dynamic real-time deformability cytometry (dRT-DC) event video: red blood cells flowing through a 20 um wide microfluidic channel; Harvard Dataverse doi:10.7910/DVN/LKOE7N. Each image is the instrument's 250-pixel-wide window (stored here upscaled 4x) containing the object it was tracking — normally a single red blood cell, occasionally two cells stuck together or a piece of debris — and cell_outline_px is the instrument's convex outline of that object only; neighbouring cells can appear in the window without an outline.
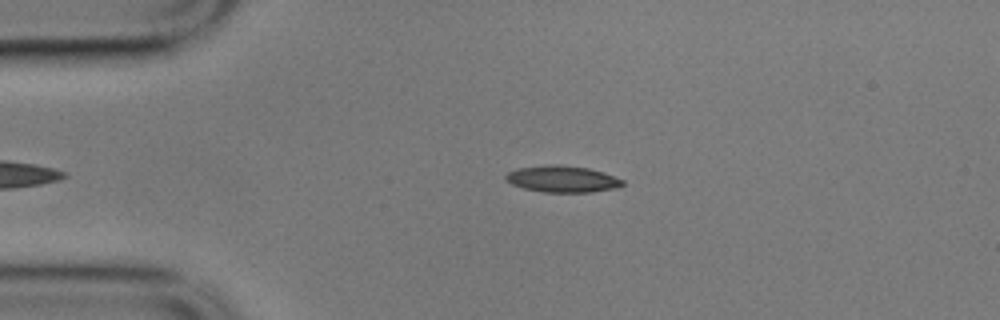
{"species": "common noctule bat (a hibernating species)", "species_latin": "Nyctalus noctula", "temperature_condition": "cold", "stored_images_in_passage": 9, "camera_frame_rate_fps": 3000, "um_per_image_px": 0.085, "animal": {"sex": "male", "body_mass_g": 17.9}, "frame": {"image": 1, "passage_image": 3, "time_ms": 0.667, "image_size_px": [1000, 320], "cell_outline_px": [[624, 184], [616, 188], [592, 192], [544, 192], [524, 188], [512, 184], [504, 180], [504, 176], [508, 172], [516, 168], [548, 164], [556, 164], [588, 168], [604, 172], [624, 180]], "centroid_in_image_um": [47.78, 15.21], "position_along_channel_um": 37.2, "area_um2": 18.21}}